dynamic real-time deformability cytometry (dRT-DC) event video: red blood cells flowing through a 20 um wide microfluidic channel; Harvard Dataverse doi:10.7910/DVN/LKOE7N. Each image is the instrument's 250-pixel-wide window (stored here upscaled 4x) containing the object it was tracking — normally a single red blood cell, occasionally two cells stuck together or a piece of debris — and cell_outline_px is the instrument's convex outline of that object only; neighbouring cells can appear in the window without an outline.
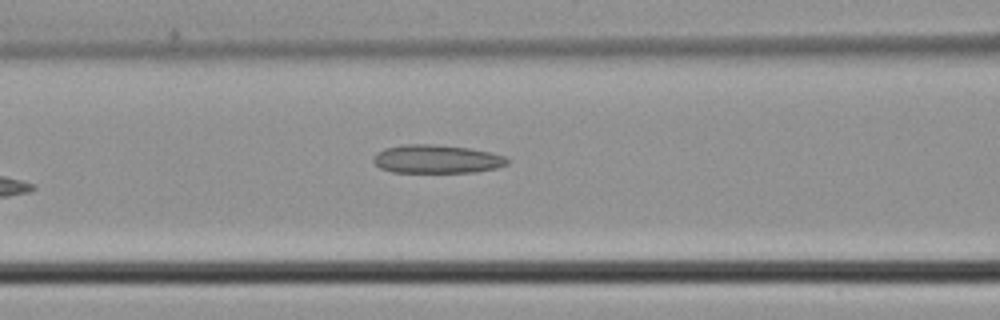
{"species": "common noctule bat (a hibernating species)", "species_latin": "Nyctalus noctula", "temperature_condition": "cold", "stored_images_in_passage": 29, "camera_frame_rate_fps": 3000, "um_per_image_px": 0.085, "animal": {"sex": "male", "body_mass_g": 21.5, "forearm_length_mm": 52.0}, "frame": {"image": 1, "passage_image": 5, "time_ms": 1.333, "image_size_px": [1000, 320], "cell_outline_px": [[508, 164], [496, 168], [476, 172], [392, 172], [380, 168], [372, 160], [372, 156], [376, 152], [384, 148], [404, 144], [432, 144], [468, 148], [488, 152], [504, 156], [508, 160]], "centroid_in_image_um": [37.07, 13.52], "position_along_channel_um": 129.5, "area_um2": 22.2}}